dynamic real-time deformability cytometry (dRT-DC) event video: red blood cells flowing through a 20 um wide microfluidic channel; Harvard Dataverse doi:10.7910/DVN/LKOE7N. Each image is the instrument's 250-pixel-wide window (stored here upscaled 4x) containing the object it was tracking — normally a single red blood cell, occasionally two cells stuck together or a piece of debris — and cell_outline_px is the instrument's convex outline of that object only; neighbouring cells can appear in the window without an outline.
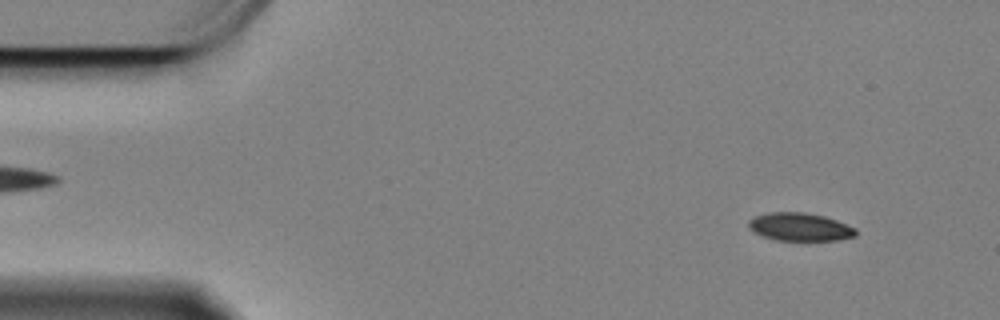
{"species": "Egyptian fruit bat (a non-hibernating species)", "species_latin": "Rousettus aegyptiacus", "temperature_condition": "cold", "stored_images_in_passage": 60, "camera_frame_rate_fps": 3000, "um_per_image_px": 0.085, "animal": {"sex": "female"}, "frame": {"image": 1, "passage_image": 6, "time_ms": 1.667, "image_size_px": [1000, 320], "cell_outline_px": [[856, 236], [840, 240], [776, 240], [752, 232], [748, 228], [748, 220], [756, 216], [768, 212], [804, 212], [824, 216], [836, 220], [856, 228]], "centroid_in_image_um": [67.98, 19.28], "position_along_channel_um": 17.0, "area_um2": 17.57}}
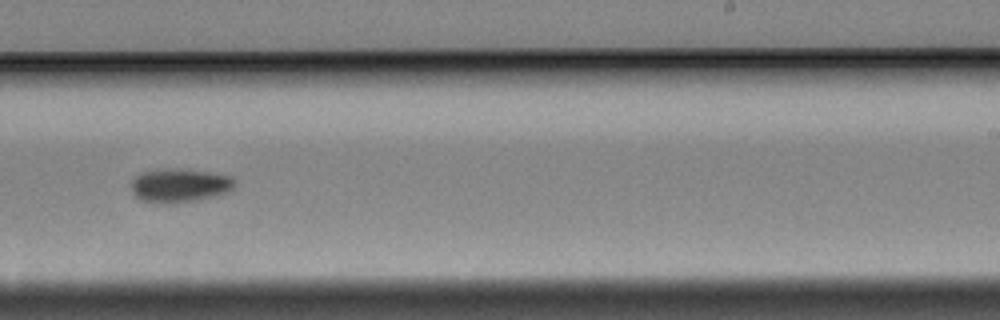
{"frame": {"image": 2, "passage_image": 37, "time_ms": 12.0, "image_size_px": [1000, 320], "cell_outline_px": [[236, 184], [228, 192], [216, 196], [192, 200], [140, 200], [132, 192], [132, 180], [140, 172], [156, 168], [176, 168], [232, 176], [236, 180]], "centroid_in_image_um": [15.29, 15.69], "position_along_channel_um": 273.7, "area_um2": 19.65}}
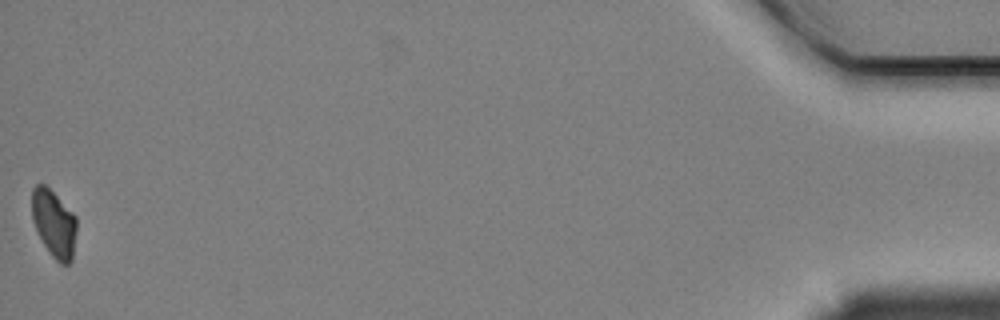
{"frame": {"image": 3, "passage_image": 60, "time_ms": 19.667, "image_size_px": [1000, 320], "cell_outline_px": [[76, 232], [72, 260], [68, 264], [60, 264], [48, 252], [32, 220], [32, 188], [36, 184], [44, 184], [76, 216]], "centroid_in_image_um": [4.58, 19.02], "position_along_channel_um": 430.6, "area_um2": 17.34}, "authors_computed_cell_mechanics": {"area_um2": 18.9006, "velocity_mm_per_s": 3.3201, "shape_relaxation_time_tau1_ms": 4.1926, "shape_relaxation_time_tau2_ms": null, "deformation_change_tau1": 0.1021, "deformation_change_tau2": null}}